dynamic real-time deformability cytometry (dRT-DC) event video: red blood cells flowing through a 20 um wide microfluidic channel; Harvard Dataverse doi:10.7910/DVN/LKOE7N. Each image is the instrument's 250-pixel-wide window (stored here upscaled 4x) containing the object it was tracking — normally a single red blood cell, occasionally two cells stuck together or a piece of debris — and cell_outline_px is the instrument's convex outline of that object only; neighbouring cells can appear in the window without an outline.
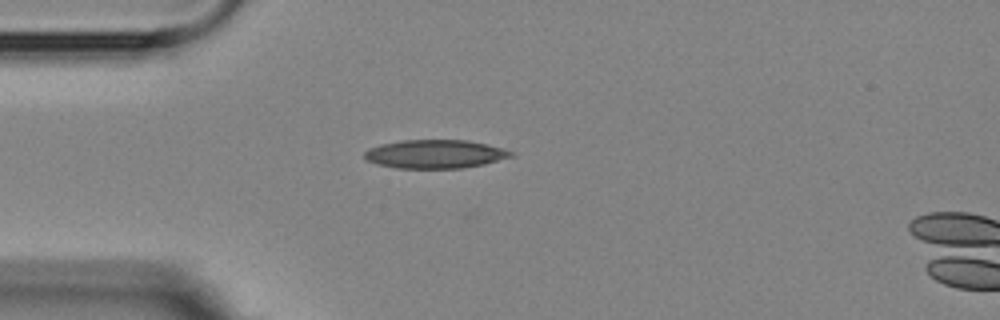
{"species": "Egyptian fruit bat (a non-hibernating species)", "species_latin": "Rousettus aegyptiacus", "temperature_condition": "room temperature", "stored_images_in_passage": 2, "camera_frame_rate_fps": 3000, "um_per_image_px": 0.085, "animal": {"sex": "female"}, "frame": {"image": 1, "passage_image": 1, "time_ms": 0.0, "image_size_px": [1000, 320], "cell_outline_px": [[516, 156], [484, 164], [464, 168], [396, 168], [376, 164], [364, 160], [364, 152], [368, 148], [380, 144], [400, 140], [468, 140], [488, 144], [504, 148], [512, 152]], "centroid_in_image_um": [36.98, 13.09], "position_along_channel_um": 48.0, "area_um2": 24.74}}